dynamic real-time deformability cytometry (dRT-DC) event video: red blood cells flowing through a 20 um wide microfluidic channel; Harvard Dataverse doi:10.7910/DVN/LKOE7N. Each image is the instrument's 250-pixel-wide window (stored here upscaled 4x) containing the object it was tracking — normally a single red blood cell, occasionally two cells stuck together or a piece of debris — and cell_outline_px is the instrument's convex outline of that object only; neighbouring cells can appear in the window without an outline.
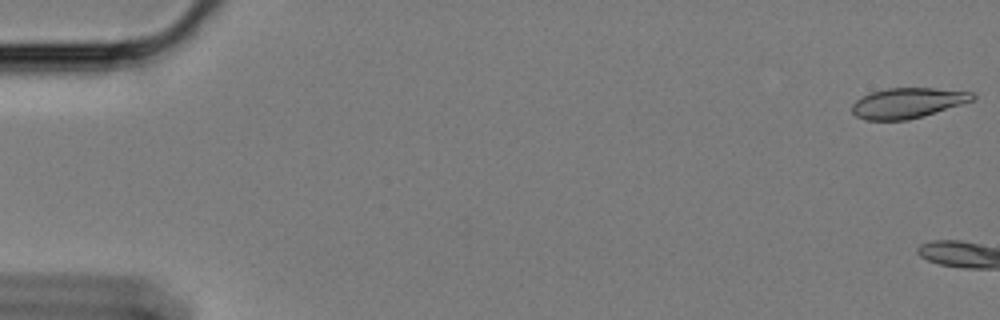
{"species": "Egyptian fruit bat (a non-hibernating species)", "species_latin": "Rousettus aegyptiacus", "temperature_condition": "cold", "stored_images_in_passage": 4, "camera_frame_rate_fps": 3000, "um_per_image_px": 0.085, "animal": {"sex": "female"}, "frame": {"image": 1, "passage_image": 1, "time_ms": 0.0, "image_size_px": [1000, 320], "cell_outline_px": [[976, 96], [972, 100], [924, 116], [908, 120], [864, 120], [856, 116], [852, 112], [852, 104], [856, 100], [872, 92], [888, 88], [936, 88], [972, 92]], "centroid_in_image_um": [77.13, 8.76], "position_along_channel_um": 7.9, "area_um2": 21.1}}